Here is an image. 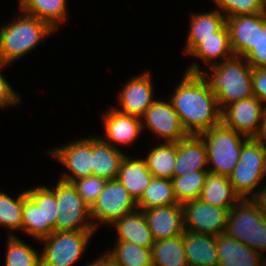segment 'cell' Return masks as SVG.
I'll list each match as a JSON object with an SVG mask.
<instances>
[{"instance_id":"6da1fadb","label":"cell","mask_w":266,"mask_h":266,"mask_svg":"<svg viewBox=\"0 0 266 266\" xmlns=\"http://www.w3.org/2000/svg\"><path fill=\"white\" fill-rule=\"evenodd\" d=\"M181 80L166 97L180 117L188 135H200L221 123L217 98L200 74L182 73Z\"/></svg>"},{"instance_id":"7a4b0ae2","label":"cell","mask_w":266,"mask_h":266,"mask_svg":"<svg viewBox=\"0 0 266 266\" xmlns=\"http://www.w3.org/2000/svg\"><path fill=\"white\" fill-rule=\"evenodd\" d=\"M17 10L18 15L0 27V61L9 66L57 32L47 22Z\"/></svg>"},{"instance_id":"3957f363","label":"cell","mask_w":266,"mask_h":266,"mask_svg":"<svg viewBox=\"0 0 266 266\" xmlns=\"http://www.w3.org/2000/svg\"><path fill=\"white\" fill-rule=\"evenodd\" d=\"M252 70L244 57L233 56L203 69L199 74L215 94L222 111L234 102L254 96Z\"/></svg>"},{"instance_id":"277c9868","label":"cell","mask_w":266,"mask_h":266,"mask_svg":"<svg viewBox=\"0 0 266 266\" xmlns=\"http://www.w3.org/2000/svg\"><path fill=\"white\" fill-rule=\"evenodd\" d=\"M229 180L241 199L252 198L260 190L266 181V145L262 141L248 138L243 143Z\"/></svg>"},{"instance_id":"5b68a950","label":"cell","mask_w":266,"mask_h":266,"mask_svg":"<svg viewBox=\"0 0 266 266\" xmlns=\"http://www.w3.org/2000/svg\"><path fill=\"white\" fill-rule=\"evenodd\" d=\"M225 233L266 258V219L252 198L240 199L231 208Z\"/></svg>"},{"instance_id":"8992f818","label":"cell","mask_w":266,"mask_h":266,"mask_svg":"<svg viewBox=\"0 0 266 266\" xmlns=\"http://www.w3.org/2000/svg\"><path fill=\"white\" fill-rule=\"evenodd\" d=\"M199 136L207 149L209 172L229 176L236 167L242 145L248 138L222 122Z\"/></svg>"},{"instance_id":"52a82bcc","label":"cell","mask_w":266,"mask_h":266,"mask_svg":"<svg viewBox=\"0 0 266 266\" xmlns=\"http://www.w3.org/2000/svg\"><path fill=\"white\" fill-rule=\"evenodd\" d=\"M96 231H53L39 241L41 266H75L83 258ZM92 237V238H91Z\"/></svg>"},{"instance_id":"ba28073f","label":"cell","mask_w":266,"mask_h":266,"mask_svg":"<svg viewBox=\"0 0 266 266\" xmlns=\"http://www.w3.org/2000/svg\"><path fill=\"white\" fill-rule=\"evenodd\" d=\"M49 187L55 194L58 206L55 231H97L92 223L89 205L72 183L58 179Z\"/></svg>"},{"instance_id":"9c48e42d","label":"cell","mask_w":266,"mask_h":266,"mask_svg":"<svg viewBox=\"0 0 266 266\" xmlns=\"http://www.w3.org/2000/svg\"><path fill=\"white\" fill-rule=\"evenodd\" d=\"M138 210L137 202L117 180H107L97 200L90 207L92 223L96 230L109 228L116 219Z\"/></svg>"},{"instance_id":"30bf717a","label":"cell","mask_w":266,"mask_h":266,"mask_svg":"<svg viewBox=\"0 0 266 266\" xmlns=\"http://www.w3.org/2000/svg\"><path fill=\"white\" fill-rule=\"evenodd\" d=\"M78 139V140H77ZM46 151L66 168L59 178L62 181L72 183L74 180L93 176L92 172V136L77 138Z\"/></svg>"},{"instance_id":"8fae6325","label":"cell","mask_w":266,"mask_h":266,"mask_svg":"<svg viewBox=\"0 0 266 266\" xmlns=\"http://www.w3.org/2000/svg\"><path fill=\"white\" fill-rule=\"evenodd\" d=\"M156 99L141 117L143 132L149 130L160 142H179L188 136L171 101ZM146 129V130H144Z\"/></svg>"},{"instance_id":"7c38bea8","label":"cell","mask_w":266,"mask_h":266,"mask_svg":"<svg viewBox=\"0 0 266 266\" xmlns=\"http://www.w3.org/2000/svg\"><path fill=\"white\" fill-rule=\"evenodd\" d=\"M184 230L217 236L225 232L231 209L220 208L198 199L182 204Z\"/></svg>"},{"instance_id":"4fadbf2b","label":"cell","mask_w":266,"mask_h":266,"mask_svg":"<svg viewBox=\"0 0 266 266\" xmlns=\"http://www.w3.org/2000/svg\"><path fill=\"white\" fill-rule=\"evenodd\" d=\"M153 77L150 70L136 74L126 81L120 89L117 106L113 108L120 113L142 117L145 111L157 99L154 93Z\"/></svg>"},{"instance_id":"5bb4252c","label":"cell","mask_w":266,"mask_h":266,"mask_svg":"<svg viewBox=\"0 0 266 266\" xmlns=\"http://www.w3.org/2000/svg\"><path fill=\"white\" fill-rule=\"evenodd\" d=\"M101 115L104 134L101 136L98 134V137L113 147L121 150L122 146L132 147L144 133L140 117L120 113L113 106L107 108Z\"/></svg>"},{"instance_id":"9a60e30c","label":"cell","mask_w":266,"mask_h":266,"mask_svg":"<svg viewBox=\"0 0 266 266\" xmlns=\"http://www.w3.org/2000/svg\"><path fill=\"white\" fill-rule=\"evenodd\" d=\"M264 107L255 96L242 99L222 110L221 122L247 138H256L261 127Z\"/></svg>"},{"instance_id":"2e32d148","label":"cell","mask_w":266,"mask_h":266,"mask_svg":"<svg viewBox=\"0 0 266 266\" xmlns=\"http://www.w3.org/2000/svg\"><path fill=\"white\" fill-rule=\"evenodd\" d=\"M194 61H189V65L186 67L184 72L199 74L203 68L201 62L205 64L204 66L212 67L224 60L230 59L234 56L231 45H230V32L227 24H225L218 32L214 33L212 37L203 39L189 55ZM196 58V59H194ZM196 60V61H195ZM199 62H198V61Z\"/></svg>"},{"instance_id":"e0dca14e","label":"cell","mask_w":266,"mask_h":266,"mask_svg":"<svg viewBox=\"0 0 266 266\" xmlns=\"http://www.w3.org/2000/svg\"><path fill=\"white\" fill-rule=\"evenodd\" d=\"M142 211L155 241L183 235L184 218L182 204L152 207Z\"/></svg>"},{"instance_id":"ac0fdd59","label":"cell","mask_w":266,"mask_h":266,"mask_svg":"<svg viewBox=\"0 0 266 266\" xmlns=\"http://www.w3.org/2000/svg\"><path fill=\"white\" fill-rule=\"evenodd\" d=\"M189 16V29L186 36V41L182 53L188 56L203 39L212 37L218 32L225 24L226 17L216 8L208 10L207 12H193Z\"/></svg>"},{"instance_id":"d6986e66","label":"cell","mask_w":266,"mask_h":266,"mask_svg":"<svg viewBox=\"0 0 266 266\" xmlns=\"http://www.w3.org/2000/svg\"><path fill=\"white\" fill-rule=\"evenodd\" d=\"M198 170H208L207 149L199 135H188L177 142V158L173 177Z\"/></svg>"},{"instance_id":"ffe728a7","label":"cell","mask_w":266,"mask_h":266,"mask_svg":"<svg viewBox=\"0 0 266 266\" xmlns=\"http://www.w3.org/2000/svg\"><path fill=\"white\" fill-rule=\"evenodd\" d=\"M216 244L218 266H263L266 260L263 255L225 232L216 236Z\"/></svg>"},{"instance_id":"44dd1931","label":"cell","mask_w":266,"mask_h":266,"mask_svg":"<svg viewBox=\"0 0 266 266\" xmlns=\"http://www.w3.org/2000/svg\"><path fill=\"white\" fill-rule=\"evenodd\" d=\"M109 227L116 231L114 240L136 244L144 248H152L155 243L146 217L141 210H136L122 218L116 219Z\"/></svg>"},{"instance_id":"7402d4cb","label":"cell","mask_w":266,"mask_h":266,"mask_svg":"<svg viewBox=\"0 0 266 266\" xmlns=\"http://www.w3.org/2000/svg\"><path fill=\"white\" fill-rule=\"evenodd\" d=\"M234 56L244 57L257 44L258 13L226 18Z\"/></svg>"},{"instance_id":"603a6c76","label":"cell","mask_w":266,"mask_h":266,"mask_svg":"<svg viewBox=\"0 0 266 266\" xmlns=\"http://www.w3.org/2000/svg\"><path fill=\"white\" fill-rule=\"evenodd\" d=\"M153 177L142 156L139 158L127 153L121 162L117 180L137 202Z\"/></svg>"},{"instance_id":"cb8c5ba5","label":"cell","mask_w":266,"mask_h":266,"mask_svg":"<svg viewBox=\"0 0 266 266\" xmlns=\"http://www.w3.org/2000/svg\"><path fill=\"white\" fill-rule=\"evenodd\" d=\"M183 244L189 266H218L216 236L184 230Z\"/></svg>"},{"instance_id":"d4e9b609","label":"cell","mask_w":266,"mask_h":266,"mask_svg":"<svg viewBox=\"0 0 266 266\" xmlns=\"http://www.w3.org/2000/svg\"><path fill=\"white\" fill-rule=\"evenodd\" d=\"M126 152L103 142L98 135H92L93 176L107 180L117 179L120 165Z\"/></svg>"},{"instance_id":"484cf974","label":"cell","mask_w":266,"mask_h":266,"mask_svg":"<svg viewBox=\"0 0 266 266\" xmlns=\"http://www.w3.org/2000/svg\"><path fill=\"white\" fill-rule=\"evenodd\" d=\"M18 8L26 14L47 22L58 32L69 19L67 0H18Z\"/></svg>"},{"instance_id":"4316f807","label":"cell","mask_w":266,"mask_h":266,"mask_svg":"<svg viewBox=\"0 0 266 266\" xmlns=\"http://www.w3.org/2000/svg\"><path fill=\"white\" fill-rule=\"evenodd\" d=\"M199 199L213 206L231 209L241 198L230 183L229 176L209 172Z\"/></svg>"},{"instance_id":"83f0119b","label":"cell","mask_w":266,"mask_h":266,"mask_svg":"<svg viewBox=\"0 0 266 266\" xmlns=\"http://www.w3.org/2000/svg\"><path fill=\"white\" fill-rule=\"evenodd\" d=\"M147 150L142 158L154 177L172 179L177 158L176 142H160Z\"/></svg>"},{"instance_id":"f1b7e54d","label":"cell","mask_w":266,"mask_h":266,"mask_svg":"<svg viewBox=\"0 0 266 266\" xmlns=\"http://www.w3.org/2000/svg\"><path fill=\"white\" fill-rule=\"evenodd\" d=\"M104 253L117 266H153L151 248H144L133 243L115 241L113 247Z\"/></svg>"},{"instance_id":"f546056e","label":"cell","mask_w":266,"mask_h":266,"mask_svg":"<svg viewBox=\"0 0 266 266\" xmlns=\"http://www.w3.org/2000/svg\"><path fill=\"white\" fill-rule=\"evenodd\" d=\"M153 266H189L183 235L155 241L151 248Z\"/></svg>"},{"instance_id":"4dcf8cb0","label":"cell","mask_w":266,"mask_h":266,"mask_svg":"<svg viewBox=\"0 0 266 266\" xmlns=\"http://www.w3.org/2000/svg\"><path fill=\"white\" fill-rule=\"evenodd\" d=\"M179 204L173 190L171 179L153 177L144 191L142 197L137 201L138 210L152 207L170 206Z\"/></svg>"},{"instance_id":"1f68e13d","label":"cell","mask_w":266,"mask_h":266,"mask_svg":"<svg viewBox=\"0 0 266 266\" xmlns=\"http://www.w3.org/2000/svg\"><path fill=\"white\" fill-rule=\"evenodd\" d=\"M26 196V189L14 198L5 191H0V227L9 230L7 236H15L16 231L22 232V209Z\"/></svg>"},{"instance_id":"d6a6232c","label":"cell","mask_w":266,"mask_h":266,"mask_svg":"<svg viewBox=\"0 0 266 266\" xmlns=\"http://www.w3.org/2000/svg\"><path fill=\"white\" fill-rule=\"evenodd\" d=\"M6 239L5 266H41V252L35 247L18 235L7 236Z\"/></svg>"},{"instance_id":"836d02e7","label":"cell","mask_w":266,"mask_h":266,"mask_svg":"<svg viewBox=\"0 0 266 266\" xmlns=\"http://www.w3.org/2000/svg\"><path fill=\"white\" fill-rule=\"evenodd\" d=\"M51 225H43V215L41 208L28 197L24 198L22 209V233L32 237L37 243L53 233Z\"/></svg>"},{"instance_id":"e575fe53","label":"cell","mask_w":266,"mask_h":266,"mask_svg":"<svg viewBox=\"0 0 266 266\" xmlns=\"http://www.w3.org/2000/svg\"><path fill=\"white\" fill-rule=\"evenodd\" d=\"M209 170H198L179 177H172L173 190L176 201L183 204L186 201L198 199Z\"/></svg>"},{"instance_id":"d590c367","label":"cell","mask_w":266,"mask_h":266,"mask_svg":"<svg viewBox=\"0 0 266 266\" xmlns=\"http://www.w3.org/2000/svg\"><path fill=\"white\" fill-rule=\"evenodd\" d=\"M26 194L38 206V208H41L43 225H51L55 231L58 206L54 192L50 187L39 184L37 187L27 188Z\"/></svg>"},{"instance_id":"8d00e7d4","label":"cell","mask_w":266,"mask_h":266,"mask_svg":"<svg viewBox=\"0 0 266 266\" xmlns=\"http://www.w3.org/2000/svg\"><path fill=\"white\" fill-rule=\"evenodd\" d=\"M226 18L263 12L262 0H212Z\"/></svg>"},{"instance_id":"74e56055","label":"cell","mask_w":266,"mask_h":266,"mask_svg":"<svg viewBox=\"0 0 266 266\" xmlns=\"http://www.w3.org/2000/svg\"><path fill=\"white\" fill-rule=\"evenodd\" d=\"M252 68H266V15L258 13L257 44L244 56Z\"/></svg>"},{"instance_id":"f35d334b","label":"cell","mask_w":266,"mask_h":266,"mask_svg":"<svg viewBox=\"0 0 266 266\" xmlns=\"http://www.w3.org/2000/svg\"><path fill=\"white\" fill-rule=\"evenodd\" d=\"M107 179L97 176H87L72 182L83 201L91 207L103 190Z\"/></svg>"},{"instance_id":"ab89813d","label":"cell","mask_w":266,"mask_h":266,"mask_svg":"<svg viewBox=\"0 0 266 266\" xmlns=\"http://www.w3.org/2000/svg\"><path fill=\"white\" fill-rule=\"evenodd\" d=\"M8 64L0 61V109L5 110L7 108L15 107L21 103L22 95H19L17 91L13 89L11 83L8 82L4 75V69H7ZM6 67V68H5Z\"/></svg>"},{"instance_id":"60d3db41","label":"cell","mask_w":266,"mask_h":266,"mask_svg":"<svg viewBox=\"0 0 266 266\" xmlns=\"http://www.w3.org/2000/svg\"><path fill=\"white\" fill-rule=\"evenodd\" d=\"M253 94L266 106V68L252 70Z\"/></svg>"},{"instance_id":"b9f144b4","label":"cell","mask_w":266,"mask_h":266,"mask_svg":"<svg viewBox=\"0 0 266 266\" xmlns=\"http://www.w3.org/2000/svg\"><path fill=\"white\" fill-rule=\"evenodd\" d=\"M252 200L257 204L261 215L266 219V182L252 197Z\"/></svg>"},{"instance_id":"7bdbcfd3","label":"cell","mask_w":266,"mask_h":266,"mask_svg":"<svg viewBox=\"0 0 266 266\" xmlns=\"http://www.w3.org/2000/svg\"><path fill=\"white\" fill-rule=\"evenodd\" d=\"M93 259L87 266H117L104 252Z\"/></svg>"},{"instance_id":"ee69618b","label":"cell","mask_w":266,"mask_h":266,"mask_svg":"<svg viewBox=\"0 0 266 266\" xmlns=\"http://www.w3.org/2000/svg\"><path fill=\"white\" fill-rule=\"evenodd\" d=\"M256 139L262 141L266 145V106L264 107L261 127Z\"/></svg>"},{"instance_id":"f6af8a7d","label":"cell","mask_w":266,"mask_h":266,"mask_svg":"<svg viewBox=\"0 0 266 266\" xmlns=\"http://www.w3.org/2000/svg\"><path fill=\"white\" fill-rule=\"evenodd\" d=\"M263 13L266 15V0H262Z\"/></svg>"}]
</instances>
